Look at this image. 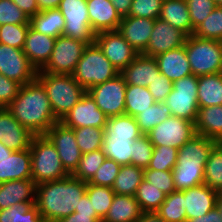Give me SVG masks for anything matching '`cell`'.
Instances as JSON below:
<instances>
[{"mask_svg":"<svg viewBox=\"0 0 222 222\" xmlns=\"http://www.w3.org/2000/svg\"><path fill=\"white\" fill-rule=\"evenodd\" d=\"M87 182L71 174L60 180L36 185L35 206L44 222H58L69 216L86 194Z\"/></svg>","mask_w":222,"mask_h":222,"instance_id":"cell-1","label":"cell"},{"mask_svg":"<svg viewBox=\"0 0 222 222\" xmlns=\"http://www.w3.org/2000/svg\"><path fill=\"white\" fill-rule=\"evenodd\" d=\"M6 109L33 135H45L58 122L47 93L37 79L22 85L18 96Z\"/></svg>","mask_w":222,"mask_h":222,"instance_id":"cell-2","label":"cell"},{"mask_svg":"<svg viewBox=\"0 0 222 222\" xmlns=\"http://www.w3.org/2000/svg\"><path fill=\"white\" fill-rule=\"evenodd\" d=\"M217 142L196 134L178 149L177 163L172 170L176 191L204 183V168Z\"/></svg>","mask_w":222,"mask_h":222,"instance_id":"cell-3","label":"cell"},{"mask_svg":"<svg viewBox=\"0 0 222 222\" xmlns=\"http://www.w3.org/2000/svg\"><path fill=\"white\" fill-rule=\"evenodd\" d=\"M36 79L43 85L58 121H61L86 93L73 75L37 72Z\"/></svg>","mask_w":222,"mask_h":222,"instance_id":"cell-4","label":"cell"},{"mask_svg":"<svg viewBox=\"0 0 222 222\" xmlns=\"http://www.w3.org/2000/svg\"><path fill=\"white\" fill-rule=\"evenodd\" d=\"M32 180L36 185L68 177L54 144L46 135H35L30 144Z\"/></svg>","mask_w":222,"mask_h":222,"instance_id":"cell-5","label":"cell"},{"mask_svg":"<svg viewBox=\"0 0 222 222\" xmlns=\"http://www.w3.org/2000/svg\"><path fill=\"white\" fill-rule=\"evenodd\" d=\"M120 72L105 57L94 42L88 44L76 69L74 79L87 91L88 89L115 78Z\"/></svg>","mask_w":222,"mask_h":222,"instance_id":"cell-6","label":"cell"},{"mask_svg":"<svg viewBox=\"0 0 222 222\" xmlns=\"http://www.w3.org/2000/svg\"><path fill=\"white\" fill-rule=\"evenodd\" d=\"M191 72L195 76L221 73L222 41L187 36L185 44Z\"/></svg>","mask_w":222,"mask_h":222,"instance_id":"cell-7","label":"cell"},{"mask_svg":"<svg viewBox=\"0 0 222 222\" xmlns=\"http://www.w3.org/2000/svg\"><path fill=\"white\" fill-rule=\"evenodd\" d=\"M164 103L170 108L172 116L195 123L199 110L198 76L190 74L174 81Z\"/></svg>","mask_w":222,"mask_h":222,"instance_id":"cell-8","label":"cell"},{"mask_svg":"<svg viewBox=\"0 0 222 222\" xmlns=\"http://www.w3.org/2000/svg\"><path fill=\"white\" fill-rule=\"evenodd\" d=\"M87 46V42L64 35L58 36L55 39L54 49L49 61L38 72L72 75Z\"/></svg>","mask_w":222,"mask_h":222,"instance_id":"cell-9","label":"cell"},{"mask_svg":"<svg viewBox=\"0 0 222 222\" xmlns=\"http://www.w3.org/2000/svg\"><path fill=\"white\" fill-rule=\"evenodd\" d=\"M86 1L87 0H61L58 9L65 20L62 35L92 44L95 41L96 34L92 30L89 21Z\"/></svg>","mask_w":222,"mask_h":222,"instance_id":"cell-10","label":"cell"},{"mask_svg":"<svg viewBox=\"0 0 222 222\" xmlns=\"http://www.w3.org/2000/svg\"><path fill=\"white\" fill-rule=\"evenodd\" d=\"M196 134L194 122L171 115L146 135L153 146L165 145L179 149Z\"/></svg>","mask_w":222,"mask_h":222,"instance_id":"cell-11","label":"cell"},{"mask_svg":"<svg viewBox=\"0 0 222 222\" xmlns=\"http://www.w3.org/2000/svg\"><path fill=\"white\" fill-rule=\"evenodd\" d=\"M127 83L121 74L87 90L98 108L109 118L125 114Z\"/></svg>","mask_w":222,"mask_h":222,"instance_id":"cell-12","label":"cell"},{"mask_svg":"<svg viewBox=\"0 0 222 222\" xmlns=\"http://www.w3.org/2000/svg\"><path fill=\"white\" fill-rule=\"evenodd\" d=\"M37 72L22 49L0 43V74L24 85L35 80Z\"/></svg>","mask_w":222,"mask_h":222,"instance_id":"cell-13","label":"cell"},{"mask_svg":"<svg viewBox=\"0 0 222 222\" xmlns=\"http://www.w3.org/2000/svg\"><path fill=\"white\" fill-rule=\"evenodd\" d=\"M54 144L65 170L72 174L78 167L82 152L76 142L74 130L56 122L45 134Z\"/></svg>","mask_w":222,"mask_h":222,"instance_id":"cell-14","label":"cell"},{"mask_svg":"<svg viewBox=\"0 0 222 222\" xmlns=\"http://www.w3.org/2000/svg\"><path fill=\"white\" fill-rule=\"evenodd\" d=\"M94 42L119 72L126 68L138 55L118 31L96 33Z\"/></svg>","mask_w":222,"mask_h":222,"instance_id":"cell-15","label":"cell"},{"mask_svg":"<svg viewBox=\"0 0 222 222\" xmlns=\"http://www.w3.org/2000/svg\"><path fill=\"white\" fill-rule=\"evenodd\" d=\"M107 119L108 117L98 108L94 99L86 91L60 122L72 129L87 126L104 129Z\"/></svg>","mask_w":222,"mask_h":222,"instance_id":"cell-16","label":"cell"},{"mask_svg":"<svg viewBox=\"0 0 222 222\" xmlns=\"http://www.w3.org/2000/svg\"><path fill=\"white\" fill-rule=\"evenodd\" d=\"M187 35L161 19H155L149 44L143 55L156 57L157 55L176 49L185 44Z\"/></svg>","mask_w":222,"mask_h":222,"instance_id":"cell-17","label":"cell"},{"mask_svg":"<svg viewBox=\"0 0 222 222\" xmlns=\"http://www.w3.org/2000/svg\"><path fill=\"white\" fill-rule=\"evenodd\" d=\"M154 22V19L126 16L121 19L117 31L137 54H143L149 44Z\"/></svg>","mask_w":222,"mask_h":222,"instance_id":"cell-18","label":"cell"},{"mask_svg":"<svg viewBox=\"0 0 222 222\" xmlns=\"http://www.w3.org/2000/svg\"><path fill=\"white\" fill-rule=\"evenodd\" d=\"M33 135L5 108H0V141L13 151L30 148Z\"/></svg>","mask_w":222,"mask_h":222,"instance_id":"cell-19","label":"cell"},{"mask_svg":"<svg viewBox=\"0 0 222 222\" xmlns=\"http://www.w3.org/2000/svg\"><path fill=\"white\" fill-rule=\"evenodd\" d=\"M218 192L200 184L184 190V209L186 218L201 217L216 207Z\"/></svg>","mask_w":222,"mask_h":222,"instance_id":"cell-20","label":"cell"},{"mask_svg":"<svg viewBox=\"0 0 222 222\" xmlns=\"http://www.w3.org/2000/svg\"><path fill=\"white\" fill-rule=\"evenodd\" d=\"M159 72L158 63L154 57L138 54L120 74L128 85L148 87Z\"/></svg>","mask_w":222,"mask_h":222,"instance_id":"cell-21","label":"cell"},{"mask_svg":"<svg viewBox=\"0 0 222 222\" xmlns=\"http://www.w3.org/2000/svg\"><path fill=\"white\" fill-rule=\"evenodd\" d=\"M86 2L89 21L95 34L102 31H117L122 18L110 0H87Z\"/></svg>","mask_w":222,"mask_h":222,"instance_id":"cell-22","label":"cell"},{"mask_svg":"<svg viewBox=\"0 0 222 222\" xmlns=\"http://www.w3.org/2000/svg\"><path fill=\"white\" fill-rule=\"evenodd\" d=\"M55 39L29 27L23 52L37 71L41 70L49 61L54 49Z\"/></svg>","mask_w":222,"mask_h":222,"instance_id":"cell-23","label":"cell"},{"mask_svg":"<svg viewBox=\"0 0 222 222\" xmlns=\"http://www.w3.org/2000/svg\"><path fill=\"white\" fill-rule=\"evenodd\" d=\"M154 58L157 60L161 74L172 82L192 74L184 45L161 53Z\"/></svg>","mask_w":222,"mask_h":222,"instance_id":"cell-24","label":"cell"},{"mask_svg":"<svg viewBox=\"0 0 222 222\" xmlns=\"http://www.w3.org/2000/svg\"><path fill=\"white\" fill-rule=\"evenodd\" d=\"M32 179L30 149L13 151L0 160V183Z\"/></svg>","mask_w":222,"mask_h":222,"instance_id":"cell-25","label":"cell"},{"mask_svg":"<svg viewBox=\"0 0 222 222\" xmlns=\"http://www.w3.org/2000/svg\"><path fill=\"white\" fill-rule=\"evenodd\" d=\"M36 184L32 179L0 183V210L22 202H35Z\"/></svg>","mask_w":222,"mask_h":222,"instance_id":"cell-26","label":"cell"},{"mask_svg":"<svg viewBox=\"0 0 222 222\" xmlns=\"http://www.w3.org/2000/svg\"><path fill=\"white\" fill-rule=\"evenodd\" d=\"M195 129L198 135L222 143V105L199 108Z\"/></svg>","mask_w":222,"mask_h":222,"instance_id":"cell-27","label":"cell"},{"mask_svg":"<svg viewBox=\"0 0 222 222\" xmlns=\"http://www.w3.org/2000/svg\"><path fill=\"white\" fill-rule=\"evenodd\" d=\"M159 19L181 30L187 36L194 33L186 0L163 1Z\"/></svg>","mask_w":222,"mask_h":222,"instance_id":"cell-28","label":"cell"},{"mask_svg":"<svg viewBox=\"0 0 222 222\" xmlns=\"http://www.w3.org/2000/svg\"><path fill=\"white\" fill-rule=\"evenodd\" d=\"M142 211L135 198L129 195H116L102 222H136Z\"/></svg>","mask_w":222,"mask_h":222,"instance_id":"cell-29","label":"cell"},{"mask_svg":"<svg viewBox=\"0 0 222 222\" xmlns=\"http://www.w3.org/2000/svg\"><path fill=\"white\" fill-rule=\"evenodd\" d=\"M30 27L36 32L57 38L63 34L65 20L59 9H48L30 17Z\"/></svg>","mask_w":222,"mask_h":222,"instance_id":"cell-30","label":"cell"},{"mask_svg":"<svg viewBox=\"0 0 222 222\" xmlns=\"http://www.w3.org/2000/svg\"><path fill=\"white\" fill-rule=\"evenodd\" d=\"M198 105H222V72L198 76Z\"/></svg>","mask_w":222,"mask_h":222,"instance_id":"cell-31","label":"cell"},{"mask_svg":"<svg viewBox=\"0 0 222 222\" xmlns=\"http://www.w3.org/2000/svg\"><path fill=\"white\" fill-rule=\"evenodd\" d=\"M144 169L134 165H121L112 185L116 195L135 196L138 186L143 181Z\"/></svg>","mask_w":222,"mask_h":222,"instance_id":"cell-32","label":"cell"},{"mask_svg":"<svg viewBox=\"0 0 222 222\" xmlns=\"http://www.w3.org/2000/svg\"><path fill=\"white\" fill-rule=\"evenodd\" d=\"M104 134L108 138H139L143 135L135 117L127 114L109 117Z\"/></svg>","mask_w":222,"mask_h":222,"instance_id":"cell-33","label":"cell"},{"mask_svg":"<svg viewBox=\"0 0 222 222\" xmlns=\"http://www.w3.org/2000/svg\"><path fill=\"white\" fill-rule=\"evenodd\" d=\"M156 101L148 87L128 85L125 92V114L136 117L142 111L151 108Z\"/></svg>","mask_w":222,"mask_h":222,"instance_id":"cell-34","label":"cell"},{"mask_svg":"<svg viewBox=\"0 0 222 222\" xmlns=\"http://www.w3.org/2000/svg\"><path fill=\"white\" fill-rule=\"evenodd\" d=\"M0 222H44L35 202H22L0 210Z\"/></svg>","mask_w":222,"mask_h":222,"instance_id":"cell-35","label":"cell"},{"mask_svg":"<svg viewBox=\"0 0 222 222\" xmlns=\"http://www.w3.org/2000/svg\"><path fill=\"white\" fill-rule=\"evenodd\" d=\"M138 138H108L104 134L103 152L120 165H131L132 143Z\"/></svg>","mask_w":222,"mask_h":222,"instance_id":"cell-36","label":"cell"},{"mask_svg":"<svg viewBox=\"0 0 222 222\" xmlns=\"http://www.w3.org/2000/svg\"><path fill=\"white\" fill-rule=\"evenodd\" d=\"M184 207V190L166 195L164 202L156 213L166 222H186Z\"/></svg>","mask_w":222,"mask_h":222,"instance_id":"cell-37","label":"cell"},{"mask_svg":"<svg viewBox=\"0 0 222 222\" xmlns=\"http://www.w3.org/2000/svg\"><path fill=\"white\" fill-rule=\"evenodd\" d=\"M204 184L222 191V143H217L209 154L204 168Z\"/></svg>","mask_w":222,"mask_h":222,"instance_id":"cell-38","label":"cell"},{"mask_svg":"<svg viewBox=\"0 0 222 222\" xmlns=\"http://www.w3.org/2000/svg\"><path fill=\"white\" fill-rule=\"evenodd\" d=\"M135 198L142 212H156L164 202L166 194L143 179L138 186Z\"/></svg>","mask_w":222,"mask_h":222,"instance_id":"cell-39","label":"cell"},{"mask_svg":"<svg viewBox=\"0 0 222 222\" xmlns=\"http://www.w3.org/2000/svg\"><path fill=\"white\" fill-rule=\"evenodd\" d=\"M169 116H171L170 108L164 102H156L151 106V108H148L138 114L135 119L140 131L146 135L156 125L166 120Z\"/></svg>","mask_w":222,"mask_h":222,"instance_id":"cell-40","label":"cell"},{"mask_svg":"<svg viewBox=\"0 0 222 222\" xmlns=\"http://www.w3.org/2000/svg\"><path fill=\"white\" fill-rule=\"evenodd\" d=\"M106 158L102 148L82 154L78 167L71 175L81 181L89 182Z\"/></svg>","mask_w":222,"mask_h":222,"instance_id":"cell-41","label":"cell"},{"mask_svg":"<svg viewBox=\"0 0 222 222\" xmlns=\"http://www.w3.org/2000/svg\"><path fill=\"white\" fill-rule=\"evenodd\" d=\"M86 193L97 215L103 220L115 196L113 189L111 187L94 185L87 182Z\"/></svg>","mask_w":222,"mask_h":222,"instance_id":"cell-42","label":"cell"},{"mask_svg":"<svg viewBox=\"0 0 222 222\" xmlns=\"http://www.w3.org/2000/svg\"><path fill=\"white\" fill-rule=\"evenodd\" d=\"M193 35L203 39L222 41V6H216L194 29Z\"/></svg>","mask_w":222,"mask_h":222,"instance_id":"cell-43","label":"cell"},{"mask_svg":"<svg viewBox=\"0 0 222 222\" xmlns=\"http://www.w3.org/2000/svg\"><path fill=\"white\" fill-rule=\"evenodd\" d=\"M76 142L82 154L96 151L102 148L104 141V129L97 127H80L73 129Z\"/></svg>","mask_w":222,"mask_h":222,"instance_id":"cell-44","label":"cell"},{"mask_svg":"<svg viewBox=\"0 0 222 222\" xmlns=\"http://www.w3.org/2000/svg\"><path fill=\"white\" fill-rule=\"evenodd\" d=\"M30 24H3L0 25V43L22 49Z\"/></svg>","mask_w":222,"mask_h":222,"instance_id":"cell-45","label":"cell"},{"mask_svg":"<svg viewBox=\"0 0 222 222\" xmlns=\"http://www.w3.org/2000/svg\"><path fill=\"white\" fill-rule=\"evenodd\" d=\"M153 154L148 169L173 170L177 163L178 149L170 146H153Z\"/></svg>","mask_w":222,"mask_h":222,"instance_id":"cell-46","label":"cell"},{"mask_svg":"<svg viewBox=\"0 0 222 222\" xmlns=\"http://www.w3.org/2000/svg\"><path fill=\"white\" fill-rule=\"evenodd\" d=\"M153 144L147 135H142L132 143L131 165L147 168L153 154Z\"/></svg>","mask_w":222,"mask_h":222,"instance_id":"cell-47","label":"cell"},{"mask_svg":"<svg viewBox=\"0 0 222 222\" xmlns=\"http://www.w3.org/2000/svg\"><path fill=\"white\" fill-rule=\"evenodd\" d=\"M143 178L145 181L152 183L156 188H159L166 195L176 191L172 170L158 171L145 168Z\"/></svg>","mask_w":222,"mask_h":222,"instance_id":"cell-48","label":"cell"},{"mask_svg":"<svg viewBox=\"0 0 222 222\" xmlns=\"http://www.w3.org/2000/svg\"><path fill=\"white\" fill-rule=\"evenodd\" d=\"M120 167L121 165L116 161L106 158L88 183L99 186L112 187L119 173Z\"/></svg>","mask_w":222,"mask_h":222,"instance_id":"cell-49","label":"cell"},{"mask_svg":"<svg viewBox=\"0 0 222 222\" xmlns=\"http://www.w3.org/2000/svg\"><path fill=\"white\" fill-rule=\"evenodd\" d=\"M29 16L24 13L12 0H0V25L30 24Z\"/></svg>","mask_w":222,"mask_h":222,"instance_id":"cell-50","label":"cell"},{"mask_svg":"<svg viewBox=\"0 0 222 222\" xmlns=\"http://www.w3.org/2000/svg\"><path fill=\"white\" fill-rule=\"evenodd\" d=\"M162 0H132L128 16L158 19Z\"/></svg>","mask_w":222,"mask_h":222,"instance_id":"cell-51","label":"cell"},{"mask_svg":"<svg viewBox=\"0 0 222 222\" xmlns=\"http://www.w3.org/2000/svg\"><path fill=\"white\" fill-rule=\"evenodd\" d=\"M192 28L195 29L216 7L214 0H186Z\"/></svg>","mask_w":222,"mask_h":222,"instance_id":"cell-52","label":"cell"},{"mask_svg":"<svg viewBox=\"0 0 222 222\" xmlns=\"http://www.w3.org/2000/svg\"><path fill=\"white\" fill-rule=\"evenodd\" d=\"M22 85L0 74V108L7 107L17 96Z\"/></svg>","mask_w":222,"mask_h":222,"instance_id":"cell-53","label":"cell"},{"mask_svg":"<svg viewBox=\"0 0 222 222\" xmlns=\"http://www.w3.org/2000/svg\"><path fill=\"white\" fill-rule=\"evenodd\" d=\"M173 88V82L166 78L161 72L157 74L155 80L148 86V90L154 100L159 103L165 102L166 97Z\"/></svg>","mask_w":222,"mask_h":222,"instance_id":"cell-54","label":"cell"},{"mask_svg":"<svg viewBox=\"0 0 222 222\" xmlns=\"http://www.w3.org/2000/svg\"><path fill=\"white\" fill-rule=\"evenodd\" d=\"M58 222H102V219L98 215H84L73 212L72 214L62 218Z\"/></svg>","mask_w":222,"mask_h":222,"instance_id":"cell-55","label":"cell"},{"mask_svg":"<svg viewBox=\"0 0 222 222\" xmlns=\"http://www.w3.org/2000/svg\"><path fill=\"white\" fill-rule=\"evenodd\" d=\"M29 18L39 11L36 0H12Z\"/></svg>","mask_w":222,"mask_h":222,"instance_id":"cell-56","label":"cell"},{"mask_svg":"<svg viewBox=\"0 0 222 222\" xmlns=\"http://www.w3.org/2000/svg\"><path fill=\"white\" fill-rule=\"evenodd\" d=\"M74 212L84 215H97L95 209L92 206V202L89 200L87 193L82 196Z\"/></svg>","mask_w":222,"mask_h":222,"instance_id":"cell-57","label":"cell"},{"mask_svg":"<svg viewBox=\"0 0 222 222\" xmlns=\"http://www.w3.org/2000/svg\"><path fill=\"white\" fill-rule=\"evenodd\" d=\"M186 222H222V217L217 207H215L205 215L201 217L187 219Z\"/></svg>","mask_w":222,"mask_h":222,"instance_id":"cell-58","label":"cell"},{"mask_svg":"<svg viewBox=\"0 0 222 222\" xmlns=\"http://www.w3.org/2000/svg\"><path fill=\"white\" fill-rule=\"evenodd\" d=\"M121 18L128 16L132 0H110Z\"/></svg>","mask_w":222,"mask_h":222,"instance_id":"cell-59","label":"cell"},{"mask_svg":"<svg viewBox=\"0 0 222 222\" xmlns=\"http://www.w3.org/2000/svg\"><path fill=\"white\" fill-rule=\"evenodd\" d=\"M136 222H166L156 212H142Z\"/></svg>","mask_w":222,"mask_h":222,"instance_id":"cell-60","label":"cell"},{"mask_svg":"<svg viewBox=\"0 0 222 222\" xmlns=\"http://www.w3.org/2000/svg\"><path fill=\"white\" fill-rule=\"evenodd\" d=\"M39 11L57 9L61 0H36Z\"/></svg>","mask_w":222,"mask_h":222,"instance_id":"cell-61","label":"cell"},{"mask_svg":"<svg viewBox=\"0 0 222 222\" xmlns=\"http://www.w3.org/2000/svg\"><path fill=\"white\" fill-rule=\"evenodd\" d=\"M13 152V150H11L10 148H7L1 141H0V160L4 157H6L7 155H11V153Z\"/></svg>","mask_w":222,"mask_h":222,"instance_id":"cell-62","label":"cell"},{"mask_svg":"<svg viewBox=\"0 0 222 222\" xmlns=\"http://www.w3.org/2000/svg\"><path fill=\"white\" fill-rule=\"evenodd\" d=\"M216 207L219 210L220 215L222 217V191L218 192Z\"/></svg>","mask_w":222,"mask_h":222,"instance_id":"cell-63","label":"cell"},{"mask_svg":"<svg viewBox=\"0 0 222 222\" xmlns=\"http://www.w3.org/2000/svg\"><path fill=\"white\" fill-rule=\"evenodd\" d=\"M216 6H222V0H214Z\"/></svg>","mask_w":222,"mask_h":222,"instance_id":"cell-64","label":"cell"}]
</instances>
